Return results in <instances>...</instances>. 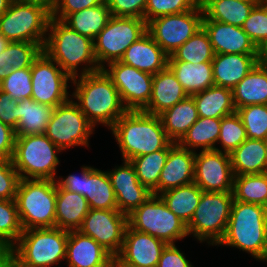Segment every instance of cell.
<instances>
[{"instance_id": "obj_1", "label": "cell", "mask_w": 267, "mask_h": 267, "mask_svg": "<svg viewBox=\"0 0 267 267\" xmlns=\"http://www.w3.org/2000/svg\"><path fill=\"white\" fill-rule=\"evenodd\" d=\"M71 83L75 88L70 96L77 100L80 110L94 127L101 123L111 129L128 111L119 91L102 69L75 77Z\"/></svg>"}, {"instance_id": "obj_2", "label": "cell", "mask_w": 267, "mask_h": 267, "mask_svg": "<svg viewBox=\"0 0 267 267\" xmlns=\"http://www.w3.org/2000/svg\"><path fill=\"white\" fill-rule=\"evenodd\" d=\"M43 51L72 79L101 70L94 54L93 40L52 17ZM79 65L83 66L81 73H77L80 72Z\"/></svg>"}, {"instance_id": "obj_3", "label": "cell", "mask_w": 267, "mask_h": 267, "mask_svg": "<svg viewBox=\"0 0 267 267\" xmlns=\"http://www.w3.org/2000/svg\"><path fill=\"white\" fill-rule=\"evenodd\" d=\"M119 145L123 160L165 149L167 137L160 116L142 110L127 111L110 129Z\"/></svg>"}, {"instance_id": "obj_4", "label": "cell", "mask_w": 267, "mask_h": 267, "mask_svg": "<svg viewBox=\"0 0 267 267\" xmlns=\"http://www.w3.org/2000/svg\"><path fill=\"white\" fill-rule=\"evenodd\" d=\"M219 245L238 248L251 254L256 261L264 262L267 256V208L234 200Z\"/></svg>"}, {"instance_id": "obj_5", "label": "cell", "mask_w": 267, "mask_h": 267, "mask_svg": "<svg viewBox=\"0 0 267 267\" xmlns=\"http://www.w3.org/2000/svg\"><path fill=\"white\" fill-rule=\"evenodd\" d=\"M68 235L58 227L23 230L5 254L19 267H51L65 260Z\"/></svg>"}, {"instance_id": "obj_6", "label": "cell", "mask_w": 267, "mask_h": 267, "mask_svg": "<svg viewBox=\"0 0 267 267\" xmlns=\"http://www.w3.org/2000/svg\"><path fill=\"white\" fill-rule=\"evenodd\" d=\"M15 202L23 230L55 227L56 182L20 179Z\"/></svg>"}, {"instance_id": "obj_7", "label": "cell", "mask_w": 267, "mask_h": 267, "mask_svg": "<svg viewBox=\"0 0 267 267\" xmlns=\"http://www.w3.org/2000/svg\"><path fill=\"white\" fill-rule=\"evenodd\" d=\"M62 152L44 133L16 136L12 157L20 179H50L56 177L60 164L58 153Z\"/></svg>"}, {"instance_id": "obj_8", "label": "cell", "mask_w": 267, "mask_h": 267, "mask_svg": "<svg viewBox=\"0 0 267 267\" xmlns=\"http://www.w3.org/2000/svg\"><path fill=\"white\" fill-rule=\"evenodd\" d=\"M234 201L233 192H202L200 202L190 222L188 235L200 243L216 246L223 238Z\"/></svg>"}, {"instance_id": "obj_9", "label": "cell", "mask_w": 267, "mask_h": 267, "mask_svg": "<svg viewBox=\"0 0 267 267\" xmlns=\"http://www.w3.org/2000/svg\"><path fill=\"white\" fill-rule=\"evenodd\" d=\"M50 19L47 7L13 1L0 16V33L10 42H33L43 48Z\"/></svg>"}, {"instance_id": "obj_10", "label": "cell", "mask_w": 267, "mask_h": 267, "mask_svg": "<svg viewBox=\"0 0 267 267\" xmlns=\"http://www.w3.org/2000/svg\"><path fill=\"white\" fill-rule=\"evenodd\" d=\"M128 225L167 244H175L188 236L186 224L169 210L159 195L154 194L128 215Z\"/></svg>"}, {"instance_id": "obj_11", "label": "cell", "mask_w": 267, "mask_h": 267, "mask_svg": "<svg viewBox=\"0 0 267 267\" xmlns=\"http://www.w3.org/2000/svg\"><path fill=\"white\" fill-rule=\"evenodd\" d=\"M146 32L147 23L144 19L111 16L104 29L93 40L99 68L120 61L126 49Z\"/></svg>"}, {"instance_id": "obj_12", "label": "cell", "mask_w": 267, "mask_h": 267, "mask_svg": "<svg viewBox=\"0 0 267 267\" xmlns=\"http://www.w3.org/2000/svg\"><path fill=\"white\" fill-rule=\"evenodd\" d=\"M95 127L88 121L72 98L55 107L45 135L60 149L89 147V137Z\"/></svg>"}, {"instance_id": "obj_13", "label": "cell", "mask_w": 267, "mask_h": 267, "mask_svg": "<svg viewBox=\"0 0 267 267\" xmlns=\"http://www.w3.org/2000/svg\"><path fill=\"white\" fill-rule=\"evenodd\" d=\"M203 10L199 4L184 13L157 17L147 23V32L170 56L202 28Z\"/></svg>"}, {"instance_id": "obj_14", "label": "cell", "mask_w": 267, "mask_h": 267, "mask_svg": "<svg viewBox=\"0 0 267 267\" xmlns=\"http://www.w3.org/2000/svg\"><path fill=\"white\" fill-rule=\"evenodd\" d=\"M69 80L71 82L73 79L42 51L31 66V98L55 108L71 98Z\"/></svg>"}, {"instance_id": "obj_15", "label": "cell", "mask_w": 267, "mask_h": 267, "mask_svg": "<svg viewBox=\"0 0 267 267\" xmlns=\"http://www.w3.org/2000/svg\"><path fill=\"white\" fill-rule=\"evenodd\" d=\"M102 70L119 91L128 111L143 110L148 105L152 95L153 74L120 61L109 63Z\"/></svg>"}, {"instance_id": "obj_16", "label": "cell", "mask_w": 267, "mask_h": 267, "mask_svg": "<svg viewBox=\"0 0 267 267\" xmlns=\"http://www.w3.org/2000/svg\"><path fill=\"white\" fill-rule=\"evenodd\" d=\"M128 216L118 209H90L78 231L97 241L112 256H117L123 246Z\"/></svg>"}, {"instance_id": "obj_17", "label": "cell", "mask_w": 267, "mask_h": 267, "mask_svg": "<svg viewBox=\"0 0 267 267\" xmlns=\"http://www.w3.org/2000/svg\"><path fill=\"white\" fill-rule=\"evenodd\" d=\"M194 183L204 192H233L230 154L216 150L195 151Z\"/></svg>"}, {"instance_id": "obj_18", "label": "cell", "mask_w": 267, "mask_h": 267, "mask_svg": "<svg viewBox=\"0 0 267 267\" xmlns=\"http://www.w3.org/2000/svg\"><path fill=\"white\" fill-rule=\"evenodd\" d=\"M167 243L127 225L117 258L122 267H156Z\"/></svg>"}, {"instance_id": "obj_19", "label": "cell", "mask_w": 267, "mask_h": 267, "mask_svg": "<svg viewBox=\"0 0 267 267\" xmlns=\"http://www.w3.org/2000/svg\"><path fill=\"white\" fill-rule=\"evenodd\" d=\"M122 161L123 165L115 166L107 174L116 196L118 210L128 216L153 193L139 182L133 164L128 160Z\"/></svg>"}, {"instance_id": "obj_20", "label": "cell", "mask_w": 267, "mask_h": 267, "mask_svg": "<svg viewBox=\"0 0 267 267\" xmlns=\"http://www.w3.org/2000/svg\"><path fill=\"white\" fill-rule=\"evenodd\" d=\"M215 54L257 55V46L242 27L214 20H202Z\"/></svg>"}, {"instance_id": "obj_21", "label": "cell", "mask_w": 267, "mask_h": 267, "mask_svg": "<svg viewBox=\"0 0 267 267\" xmlns=\"http://www.w3.org/2000/svg\"><path fill=\"white\" fill-rule=\"evenodd\" d=\"M195 152L176 143L170 150L160 173L158 195L194 182Z\"/></svg>"}, {"instance_id": "obj_22", "label": "cell", "mask_w": 267, "mask_h": 267, "mask_svg": "<svg viewBox=\"0 0 267 267\" xmlns=\"http://www.w3.org/2000/svg\"><path fill=\"white\" fill-rule=\"evenodd\" d=\"M168 58L169 56L146 32L126 49L120 62L154 75L168 66Z\"/></svg>"}, {"instance_id": "obj_23", "label": "cell", "mask_w": 267, "mask_h": 267, "mask_svg": "<svg viewBox=\"0 0 267 267\" xmlns=\"http://www.w3.org/2000/svg\"><path fill=\"white\" fill-rule=\"evenodd\" d=\"M112 255L93 238L78 230H70L65 260L68 267H99Z\"/></svg>"}, {"instance_id": "obj_24", "label": "cell", "mask_w": 267, "mask_h": 267, "mask_svg": "<svg viewBox=\"0 0 267 267\" xmlns=\"http://www.w3.org/2000/svg\"><path fill=\"white\" fill-rule=\"evenodd\" d=\"M187 96L188 94L167 66L153 75L152 95L148 105L142 111L159 116Z\"/></svg>"}, {"instance_id": "obj_25", "label": "cell", "mask_w": 267, "mask_h": 267, "mask_svg": "<svg viewBox=\"0 0 267 267\" xmlns=\"http://www.w3.org/2000/svg\"><path fill=\"white\" fill-rule=\"evenodd\" d=\"M256 65V55L215 54L212 60L214 85L232 90Z\"/></svg>"}, {"instance_id": "obj_26", "label": "cell", "mask_w": 267, "mask_h": 267, "mask_svg": "<svg viewBox=\"0 0 267 267\" xmlns=\"http://www.w3.org/2000/svg\"><path fill=\"white\" fill-rule=\"evenodd\" d=\"M55 227L78 230L90 207L84 196L56 185Z\"/></svg>"}, {"instance_id": "obj_27", "label": "cell", "mask_w": 267, "mask_h": 267, "mask_svg": "<svg viewBox=\"0 0 267 267\" xmlns=\"http://www.w3.org/2000/svg\"><path fill=\"white\" fill-rule=\"evenodd\" d=\"M82 196L88 201L90 209H118L116 196L107 171L84 166Z\"/></svg>"}, {"instance_id": "obj_28", "label": "cell", "mask_w": 267, "mask_h": 267, "mask_svg": "<svg viewBox=\"0 0 267 267\" xmlns=\"http://www.w3.org/2000/svg\"><path fill=\"white\" fill-rule=\"evenodd\" d=\"M234 176L267 172V150L264 140L246 139L230 153Z\"/></svg>"}, {"instance_id": "obj_29", "label": "cell", "mask_w": 267, "mask_h": 267, "mask_svg": "<svg viewBox=\"0 0 267 267\" xmlns=\"http://www.w3.org/2000/svg\"><path fill=\"white\" fill-rule=\"evenodd\" d=\"M261 1L200 0L203 20H214L242 27L251 10Z\"/></svg>"}, {"instance_id": "obj_30", "label": "cell", "mask_w": 267, "mask_h": 267, "mask_svg": "<svg viewBox=\"0 0 267 267\" xmlns=\"http://www.w3.org/2000/svg\"><path fill=\"white\" fill-rule=\"evenodd\" d=\"M159 116L167 137L175 143H178L198 120L195 101L189 95Z\"/></svg>"}, {"instance_id": "obj_31", "label": "cell", "mask_w": 267, "mask_h": 267, "mask_svg": "<svg viewBox=\"0 0 267 267\" xmlns=\"http://www.w3.org/2000/svg\"><path fill=\"white\" fill-rule=\"evenodd\" d=\"M235 109L247 105H267V67L256 65L233 89Z\"/></svg>"}, {"instance_id": "obj_32", "label": "cell", "mask_w": 267, "mask_h": 267, "mask_svg": "<svg viewBox=\"0 0 267 267\" xmlns=\"http://www.w3.org/2000/svg\"><path fill=\"white\" fill-rule=\"evenodd\" d=\"M168 67L189 96L214 85L212 62L192 64L183 61H168Z\"/></svg>"}, {"instance_id": "obj_33", "label": "cell", "mask_w": 267, "mask_h": 267, "mask_svg": "<svg viewBox=\"0 0 267 267\" xmlns=\"http://www.w3.org/2000/svg\"><path fill=\"white\" fill-rule=\"evenodd\" d=\"M191 96L195 101L198 117L222 118L236 112L231 89L213 85Z\"/></svg>"}, {"instance_id": "obj_34", "label": "cell", "mask_w": 267, "mask_h": 267, "mask_svg": "<svg viewBox=\"0 0 267 267\" xmlns=\"http://www.w3.org/2000/svg\"><path fill=\"white\" fill-rule=\"evenodd\" d=\"M54 107L38 103L32 98L18 101L16 136L43 134L46 131Z\"/></svg>"}, {"instance_id": "obj_35", "label": "cell", "mask_w": 267, "mask_h": 267, "mask_svg": "<svg viewBox=\"0 0 267 267\" xmlns=\"http://www.w3.org/2000/svg\"><path fill=\"white\" fill-rule=\"evenodd\" d=\"M202 192V189L193 182L167 190L159 196L169 210L187 225L200 202Z\"/></svg>"}, {"instance_id": "obj_36", "label": "cell", "mask_w": 267, "mask_h": 267, "mask_svg": "<svg viewBox=\"0 0 267 267\" xmlns=\"http://www.w3.org/2000/svg\"><path fill=\"white\" fill-rule=\"evenodd\" d=\"M220 127L221 118L198 117L178 144L194 152L197 148H201V151L215 150Z\"/></svg>"}, {"instance_id": "obj_37", "label": "cell", "mask_w": 267, "mask_h": 267, "mask_svg": "<svg viewBox=\"0 0 267 267\" xmlns=\"http://www.w3.org/2000/svg\"><path fill=\"white\" fill-rule=\"evenodd\" d=\"M111 17L107 3L69 14L63 22L79 34L92 40L104 29Z\"/></svg>"}, {"instance_id": "obj_38", "label": "cell", "mask_w": 267, "mask_h": 267, "mask_svg": "<svg viewBox=\"0 0 267 267\" xmlns=\"http://www.w3.org/2000/svg\"><path fill=\"white\" fill-rule=\"evenodd\" d=\"M175 144V142H171L165 149L141 155L130 160L135 168L139 182L147 187L154 195H158L160 173L168 158L169 150Z\"/></svg>"}, {"instance_id": "obj_39", "label": "cell", "mask_w": 267, "mask_h": 267, "mask_svg": "<svg viewBox=\"0 0 267 267\" xmlns=\"http://www.w3.org/2000/svg\"><path fill=\"white\" fill-rule=\"evenodd\" d=\"M234 200L267 208V172L234 176Z\"/></svg>"}, {"instance_id": "obj_40", "label": "cell", "mask_w": 267, "mask_h": 267, "mask_svg": "<svg viewBox=\"0 0 267 267\" xmlns=\"http://www.w3.org/2000/svg\"><path fill=\"white\" fill-rule=\"evenodd\" d=\"M214 51L208 33L202 27L177 48L168 58V61H183L192 64L212 62Z\"/></svg>"}, {"instance_id": "obj_41", "label": "cell", "mask_w": 267, "mask_h": 267, "mask_svg": "<svg viewBox=\"0 0 267 267\" xmlns=\"http://www.w3.org/2000/svg\"><path fill=\"white\" fill-rule=\"evenodd\" d=\"M23 232L15 199L0 200V254H5Z\"/></svg>"}, {"instance_id": "obj_42", "label": "cell", "mask_w": 267, "mask_h": 267, "mask_svg": "<svg viewBox=\"0 0 267 267\" xmlns=\"http://www.w3.org/2000/svg\"><path fill=\"white\" fill-rule=\"evenodd\" d=\"M246 139L245 127L240 116L235 112L221 118L220 134L217 140L221 148L217 146L215 150L230 154Z\"/></svg>"}, {"instance_id": "obj_43", "label": "cell", "mask_w": 267, "mask_h": 267, "mask_svg": "<svg viewBox=\"0 0 267 267\" xmlns=\"http://www.w3.org/2000/svg\"><path fill=\"white\" fill-rule=\"evenodd\" d=\"M248 139L264 140L267 135V105L253 104L236 109Z\"/></svg>"}, {"instance_id": "obj_44", "label": "cell", "mask_w": 267, "mask_h": 267, "mask_svg": "<svg viewBox=\"0 0 267 267\" xmlns=\"http://www.w3.org/2000/svg\"><path fill=\"white\" fill-rule=\"evenodd\" d=\"M0 90L8 93L11 98L17 101L31 98V67L14 69L0 82Z\"/></svg>"}, {"instance_id": "obj_45", "label": "cell", "mask_w": 267, "mask_h": 267, "mask_svg": "<svg viewBox=\"0 0 267 267\" xmlns=\"http://www.w3.org/2000/svg\"><path fill=\"white\" fill-rule=\"evenodd\" d=\"M199 4L200 0H147L144 20L148 23L160 16L184 13Z\"/></svg>"}, {"instance_id": "obj_46", "label": "cell", "mask_w": 267, "mask_h": 267, "mask_svg": "<svg viewBox=\"0 0 267 267\" xmlns=\"http://www.w3.org/2000/svg\"><path fill=\"white\" fill-rule=\"evenodd\" d=\"M242 29L256 46L267 38V1H261L254 6Z\"/></svg>"}, {"instance_id": "obj_47", "label": "cell", "mask_w": 267, "mask_h": 267, "mask_svg": "<svg viewBox=\"0 0 267 267\" xmlns=\"http://www.w3.org/2000/svg\"><path fill=\"white\" fill-rule=\"evenodd\" d=\"M43 48L33 42H10V58L13 69H24L32 66Z\"/></svg>"}, {"instance_id": "obj_48", "label": "cell", "mask_w": 267, "mask_h": 267, "mask_svg": "<svg viewBox=\"0 0 267 267\" xmlns=\"http://www.w3.org/2000/svg\"><path fill=\"white\" fill-rule=\"evenodd\" d=\"M20 181L11 160H0V200L15 199Z\"/></svg>"}, {"instance_id": "obj_49", "label": "cell", "mask_w": 267, "mask_h": 267, "mask_svg": "<svg viewBox=\"0 0 267 267\" xmlns=\"http://www.w3.org/2000/svg\"><path fill=\"white\" fill-rule=\"evenodd\" d=\"M114 17H137L144 19L147 0H105Z\"/></svg>"}, {"instance_id": "obj_50", "label": "cell", "mask_w": 267, "mask_h": 267, "mask_svg": "<svg viewBox=\"0 0 267 267\" xmlns=\"http://www.w3.org/2000/svg\"><path fill=\"white\" fill-rule=\"evenodd\" d=\"M105 0H55L51 17L63 21L69 14L98 6Z\"/></svg>"}, {"instance_id": "obj_51", "label": "cell", "mask_w": 267, "mask_h": 267, "mask_svg": "<svg viewBox=\"0 0 267 267\" xmlns=\"http://www.w3.org/2000/svg\"><path fill=\"white\" fill-rule=\"evenodd\" d=\"M0 121L14 130L18 124V101L0 90Z\"/></svg>"}, {"instance_id": "obj_52", "label": "cell", "mask_w": 267, "mask_h": 267, "mask_svg": "<svg viewBox=\"0 0 267 267\" xmlns=\"http://www.w3.org/2000/svg\"><path fill=\"white\" fill-rule=\"evenodd\" d=\"M156 267H194L175 244H167Z\"/></svg>"}, {"instance_id": "obj_53", "label": "cell", "mask_w": 267, "mask_h": 267, "mask_svg": "<svg viewBox=\"0 0 267 267\" xmlns=\"http://www.w3.org/2000/svg\"><path fill=\"white\" fill-rule=\"evenodd\" d=\"M15 140V130L0 121V160H12Z\"/></svg>"}, {"instance_id": "obj_54", "label": "cell", "mask_w": 267, "mask_h": 267, "mask_svg": "<svg viewBox=\"0 0 267 267\" xmlns=\"http://www.w3.org/2000/svg\"><path fill=\"white\" fill-rule=\"evenodd\" d=\"M81 176L76 174H69L67 177L62 178L59 176V179L55 180L56 185L67 191L76 192L82 195L83 185H84V166L81 168Z\"/></svg>"}, {"instance_id": "obj_55", "label": "cell", "mask_w": 267, "mask_h": 267, "mask_svg": "<svg viewBox=\"0 0 267 267\" xmlns=\"http://www.w3.org/2000/svg\"><path fill=\"white\" fill-rule=\"evenodd\" d=\"M13 66H11L10 58V43L7 45L6 49L0 54V82H2L5 77L13 71Z\"/></svg>"}, {"instance_id": "obj_56", "label": "cell", "mask_w": 267, "mask_h": 267, "mask_svg": "<svg viewBox=\"0 0 267 267\" xmlns=\"http://www.w3.org/2000/svg\"><path fill=\"white\" fill-rule=\"evenodd\" d=\"M257 65L267 67V38L257 46Z\"/></svg>"}, {"instance_id": "obj_57", "label": "cell", "mask_w": 267, "mask_h": 267, "mask_svg": "<svg viewBox=\"0 0 267 267\" xmlns=\"http://www.w3.org/2000/svg\"><path fill=\"white\" fill-rule=\"evenodd\" d=\"M19 3L38 4L43 7H47L50 11L53 9L55 0H13Z\"/></svg>"}, {"instance_id": "obj_58", "label": "cell", "mask_w": 267, "mask_h": 267, "mask_svg": "<svg viewBox=\"0 0 267 267\" xmlns=\"http://www.w3.org/2000/svg\"><path fill=\"white\" fill-rule=\"evenodd\" d=\"M0 267H19L6 254H0Z\"/></svg>"}, {"instance_id": "obj_59", "label": "cell", "mask_w": 267, "mask_h": 267, "mask_svg": "<svg viewBox=\"0 0 267 267\" xmlns=\"http://www.w3.org/2000/svg\"><path fill=\"white\" fill-rule=\"evenodd\" d=\"M99 267H122L117 256H112L107 262Z\"/></svg>"}, {"instance_id": "obj_60", "label": "cell", "mask_w": 267, "mask_h": 267, "mask_svg": "<svg viewBox=\"0 0 267 267\" xmlns=\"http://www.w3.org/2000/svg\"><path fill=\"white\" fill-rule=\"evenodd\" d=\"M12 2L13 0H0V16L10 8Z\"/></svg>"}, {"instance_id": "obj_61", "label": "cell", "mask_w": 267, "mask_h": 267, "mask_svg": "<svg viewBox=\"0 0 267 267\" xmlns=\"http://www.w3.org/2000/svg\"><path fill=\"white\" fill-rule=\"evenodd\" d=\"M10 41L0 33V54L6 49Z\"/></svg>"}, {"instance_id": "obj_62", "label": "cell", "mask_w": 267, "mask_h": 267, "mask_svg": "<svg viewBox=\"0 0 267 267\" xmlns=\"http://www.w3.org/2000/svg\"><path fill=\"white\" fill-rule=\"evenodd\" d=\"M264 142H265V146H266V150H267V135L265 136Z\"/></svg>"}, {"instance_id": "obj_63", "label": "cell", "mask_w": 267, "mask_h": 267, "mask_svg": "<svg viewBox=\"0 0 267 267\" xmlns=\"http://www.w3.org/2000/svg\"><path fill=\"white\" fill-rule=\"evenodd\" d=\"M243 1H262V0H243Z\"/></svg>"}]
</instances>
